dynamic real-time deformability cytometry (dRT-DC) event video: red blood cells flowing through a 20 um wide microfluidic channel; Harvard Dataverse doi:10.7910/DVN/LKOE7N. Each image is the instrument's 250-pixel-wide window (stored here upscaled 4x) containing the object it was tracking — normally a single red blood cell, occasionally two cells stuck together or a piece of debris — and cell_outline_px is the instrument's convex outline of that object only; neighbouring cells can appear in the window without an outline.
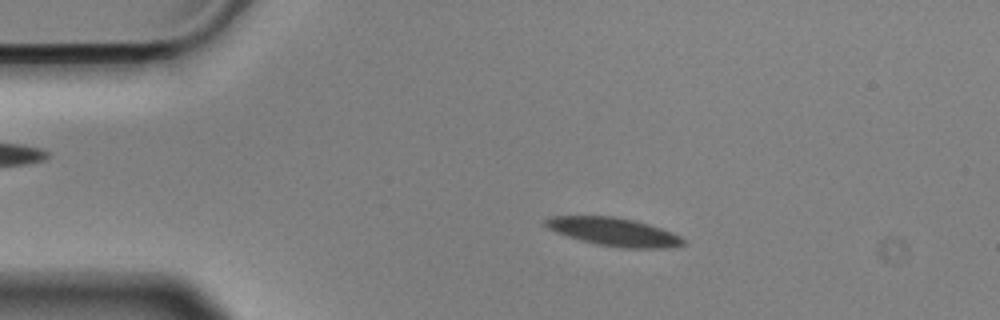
{"species": "Egyptian fruit bat (a non-hibernating species)", "species_latin": "Rousettus aegyptiacus", "temperature_condition": "cold", "stored_images_in_passage": 55, "camera_frame_rate_fps": 3000, "um_per_image_px": 0.085, "animal": {"sex": "male"}, "frame": {"image": 1, "passage_image": 10, "time_ms": 3.0, "image_size_px": [1000, 320], "cell_outline_px": [[684, 244], [672, 248], [620, 248], [596, 244], [580, 240], [556, 232], [540, 224], [544, 220], [552, 216], [612, 216], [632, 220], [648, 224], [672, 232], [680, 236], [684, 240]], "centroid_in_image_um": [52.15, 19.71], "position_along_channel_um": 32.9, "area_um2": 22.66}}
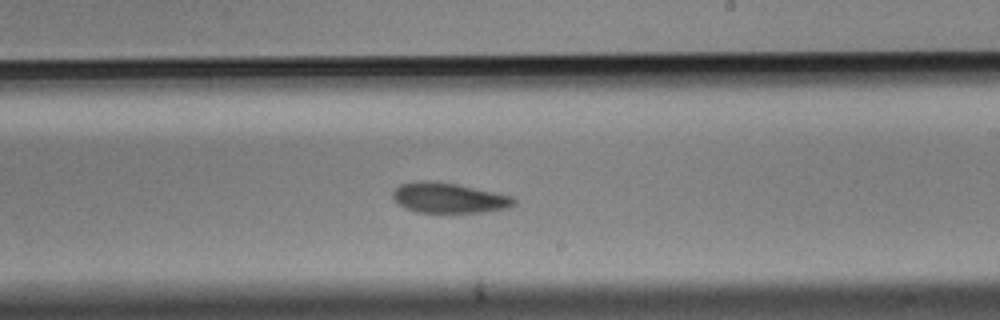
{"frame": {"image": 2, "passage_image": 32, "time_ms": 10.333, "image_size_px": [1000, 320], "cell_outline_px": [[516, 204], [508, 208], [484, 212], [416, 212], [404, 208], [396, 204], [392, 196], [392, 192], [400, 184], [420, 180], [436, 180], [456, 184], [512, 196], [516, 200]], "centroid_in_image_um": [38.11, 16.82], "position_along_channel_um": 250.9, "area_um2": 21.5}}
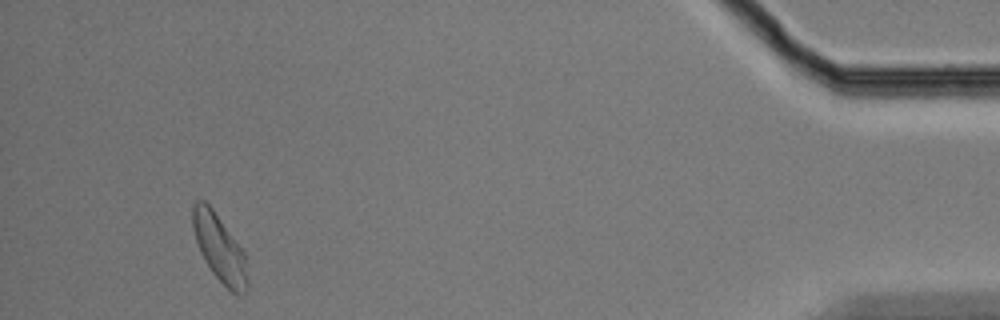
{"frame": {"image": 3, "passage_image": 52, "time_ms": 17.0, "image_size_px": [1000, 320], "cell_outline_px": [[248, 288], [244, 296], [240, 296], [232, 292], [212, 272], [204, 260], [200, 252], [192, 228], [192, 208], [196, 200], [204, 200], [212, 208], [244, 252], [248, 280]], "centroid_in_image_um": [18.66, 21.12], "position_along_channel_um": 416.5, "area_um2": 21.27}, "authors_computed_cell_mechanics": {"area_um2": 22.0218, "velocity_mm_per_s": 3.5411, "shape_relaxation_time_tau1_ms": 5.612, "shape_relaxation_time_tau2_ms": 6.9965, "deformation_change_tau1": 0.1206, "deformation_change_tau2": 0.1416}}